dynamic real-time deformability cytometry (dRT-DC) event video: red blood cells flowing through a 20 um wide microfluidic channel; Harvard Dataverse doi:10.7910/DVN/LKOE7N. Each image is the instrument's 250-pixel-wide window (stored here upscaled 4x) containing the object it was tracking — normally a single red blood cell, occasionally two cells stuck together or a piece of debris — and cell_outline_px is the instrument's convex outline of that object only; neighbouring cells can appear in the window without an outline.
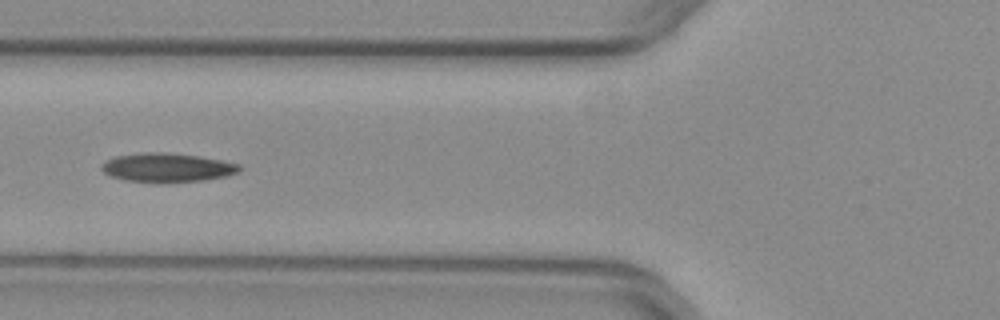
{"species": "common noctule bat (a hibernating species)", "species_latin": "Nyctalus noctula", "temperature_condition": "warm", "stored_images_in_passage": 46, "camera_frame_rate_fps": 3000, "um_per_image_px": 0.085, "animal": {"sex": "female", "body_mass_g": 29.2, "forearm_length_mm": 56.3}, "frame": {"image": 1, "passage_image": 14, "time_ms": 4.333, "image_size_px": [1000, 320], "cell_outline_px": [[240, 172], [228, 176], [204, 180], [124, 180], [108, 176], [100, 168], [100, 164], [104, 160], [116, 156], [144, 152], [164, 152], [196, 156], [220, 160], [240, 164]], "centroid_in_image_um": [14.17, 14.21], "position_along_channel_um": 111.6, "area_um2": 22.6}}
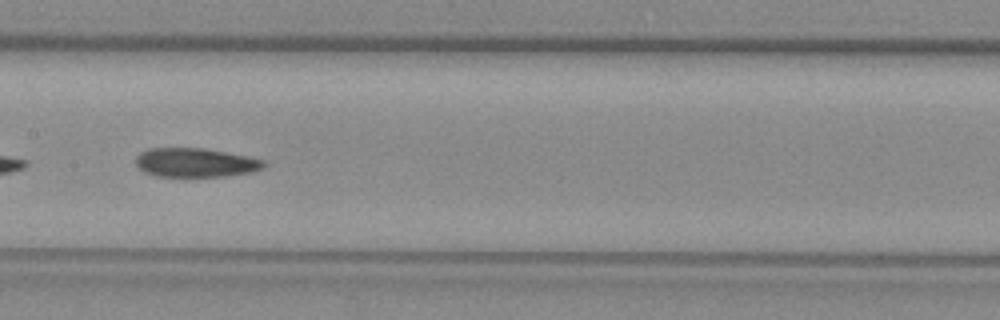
{"frame": {"image": 2, "passage_image": 20, "time_ms": 6.333, "image_size_px": [1000, 320], "cell_outline_px": [[268, 164], [264, 168], [252, 172], [224, 176], [156, 176], [144, 172], [136, 164], [136, 156], [140, 152], [148, 148], [204, 148], [248, 156], [264, 160]], "centroid_in_image_um": [16.63, 13.81], "position_along_channel_um": 190.8, "area_um2": 21.73}}
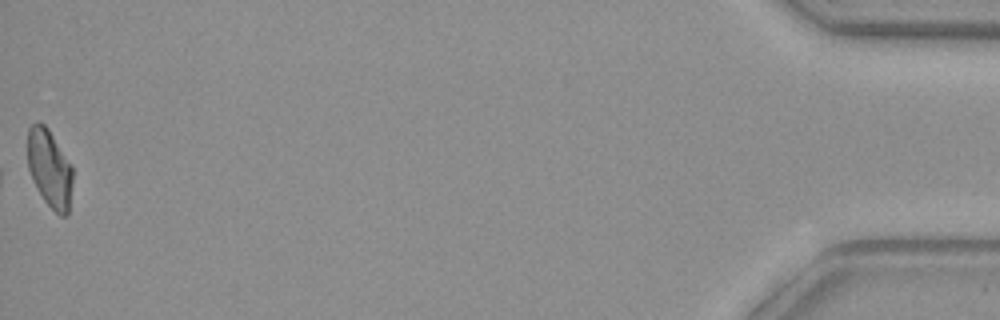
{"frame": {"image": 3, "passage_image": 46, "time_ms": 15.0, "image_size_px": [1000, 320], "cell_outline_px": [[72, 180], [68, 216], [60, 216], [44, 200], [28, 168], [28, 128], [36, 120], [44, 124], [48, 128], [72, 164]], "centroid_in_image_um": [4.23, 14.28], "position_along_channel_um": 431.0, "area_um2": 20.35}, "authors_computed_cell_mechanics": {"area_um2": 22.4553, "velocity_mm_per_s": 3.9644, "shape_relaxation_time_tau1_ms": null, "shape_relaxation_time_tau2_ms": 7.059, "deformation_change_tau1": null, "deformation_change_tau2": 0.1393}}